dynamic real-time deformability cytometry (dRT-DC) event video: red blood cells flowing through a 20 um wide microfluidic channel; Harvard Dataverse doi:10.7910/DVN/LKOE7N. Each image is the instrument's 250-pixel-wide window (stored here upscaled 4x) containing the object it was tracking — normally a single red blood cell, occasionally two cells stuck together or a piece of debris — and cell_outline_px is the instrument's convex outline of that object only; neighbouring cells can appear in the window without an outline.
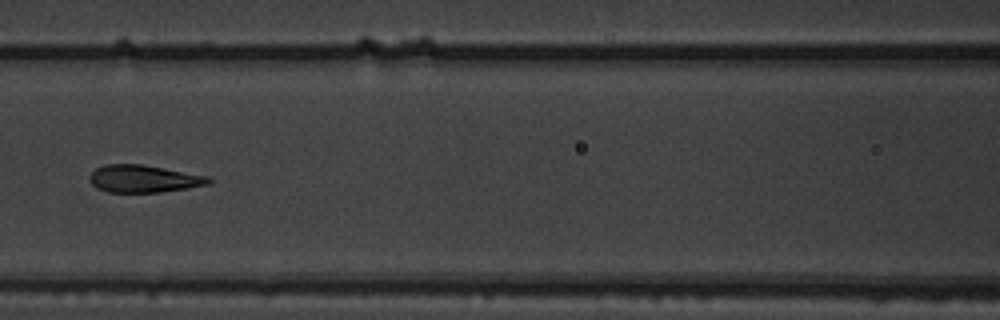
{"species": "common noctule bat (a hibernating species)", "species_latin": "Nyctalus noctula", "temperature_condition": "warm", "stored_images_in_passage": 7, "camera_frame_rate_fps": 3000, "um_per_image_px": 0.085, "animal": {"sex": "male", "body_mass_g": 19.5, "forearm_length_mm": 54.6}, "frame": {"image": 1, "passage_image": 7, "time_ms": 2.0, "image_size_px": [1000, 320], "cell_outline_px": [[212, 180], [208, 184], [188, 188], [160, 192], [108, 192], [96, 188], [88, 180], [88, 176], [96, 168], [104, 164], [144, 164], [208, 176]], "centroid_in_image_um": [12.18, 15.19], "position_along_channel_um": 154.4, "area_um2": 19.13}}